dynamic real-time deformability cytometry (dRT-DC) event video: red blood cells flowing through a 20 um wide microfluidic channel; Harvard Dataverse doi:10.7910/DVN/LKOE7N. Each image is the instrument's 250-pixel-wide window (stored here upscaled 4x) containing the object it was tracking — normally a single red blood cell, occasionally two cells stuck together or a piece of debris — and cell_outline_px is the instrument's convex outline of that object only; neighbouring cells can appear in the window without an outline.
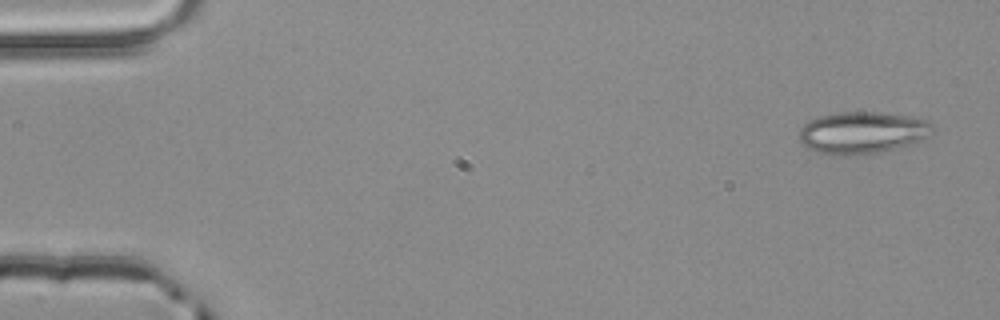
{"species": "common noctule bat (a hibernating species)", "species_latin": "Nyctalus noctula", "temperature_condition": "room temperature", "stored_images_in_passage": 3, "camera_frame_rate_fps": 3000, "um_per_image_px": 0.085, "animal": {"sex": "male", "body_mass_g": 20.4}, "frame": {"image": 1, "passage_image": 1, "time_ms": 0.0, "image_size_px": [1000, 320], "cell_outline_px": [[932, 136], [924, 140], [912, 144], [880, 152], [856, 156], [844, 156], [820, 152], [808, 148], [800, 144], [800, 128], [808, 120], [816, 116], [840, 112], [876, 112], [908, 116], [928, 120], [932, 124]], "centroid_in_image_um": [73.31, 11.28], "position_along_channel_um": 11.7, "area_um2": 33.06}}